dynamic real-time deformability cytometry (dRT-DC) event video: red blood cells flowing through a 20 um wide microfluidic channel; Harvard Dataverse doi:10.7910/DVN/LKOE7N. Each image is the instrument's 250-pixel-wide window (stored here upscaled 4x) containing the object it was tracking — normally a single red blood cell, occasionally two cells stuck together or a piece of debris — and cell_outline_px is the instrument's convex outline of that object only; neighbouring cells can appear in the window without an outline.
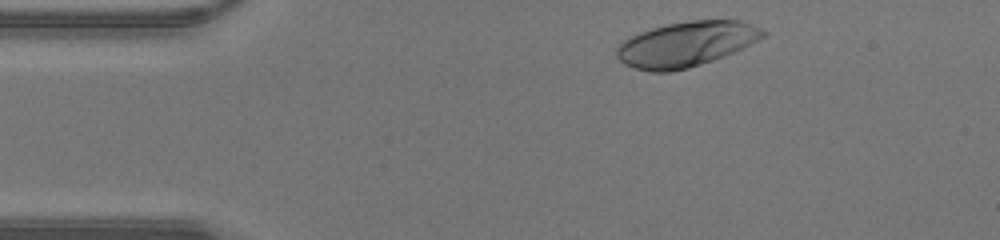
{"species": "human", "species_latin": "Homo sapiens", "temperature_condition": "warm", "stored_images_in_passage": 31, "camera_frame_rate_fps": 3000, "um_per_image_px": 0.085, "donor": {"sex": "male"}, "frame": {"image": 1, "passage_image": 2, "time_ms": 0.333, "image_size_px": [1000, 240], "cell_outline_px": [[768, 32], [764, 36], [724, 56], [688, 68], [668, 72], [652, 72], [636, 68], [624, 64], [616, 56], [616, 48], [624, 40], [640, 32], [652, 28], [668, 24], [688, 20], [740, 20], [764, 28]], "centroid_in_image_um": [58.32, 3.74], "position_along_channel_um": 26.7, "area_um2": 38.09}}
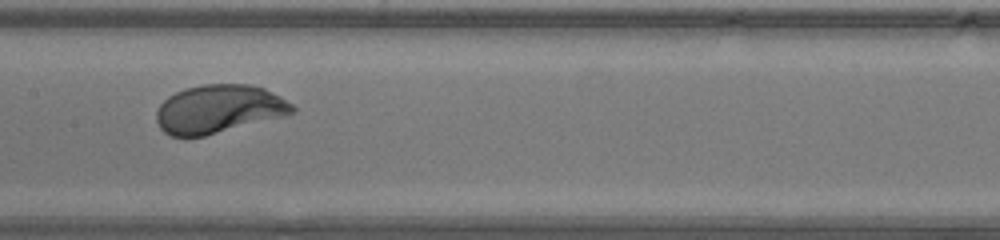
{"frame": {"image": 2, "passage_image": 16, "time_ms": 5.0, "image_size_px": [1000, 240], "cell_outline_px": [[296, 112], [204, 136], [172, 136], [164, 132], [160, 128], [156, 120], [156, 112], [160, 104], [168, 96], [184, 88], [204, 84], [248, 84], [264, 88], [280, 96], [292, 104], [296, 108]], "centroid_in_image_um": [18.57, 9.25], "position_along_channel_um": 188.8, "area_um2": 37.97}}
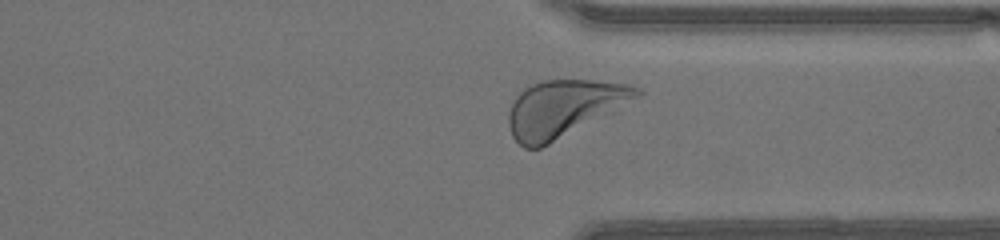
{"frame": {"image": 3, "passage_image": 27, "time_ms": 8.667, "image_size_px": [1000, 240], "cell_outline_px": [[644, 92], [640, 96], [548, 144], [540, 148], [524, 148], [512, 136], [508, 124], [508, 112], [516, 96], [524, 88], [532, 84], [544, 80], [592, 80], [628, 84], [640, 88]], "centroid_in_image_um": [47.87, 9.19], "position_along_channel_um": 363.5, "area_um2": 41.56}}